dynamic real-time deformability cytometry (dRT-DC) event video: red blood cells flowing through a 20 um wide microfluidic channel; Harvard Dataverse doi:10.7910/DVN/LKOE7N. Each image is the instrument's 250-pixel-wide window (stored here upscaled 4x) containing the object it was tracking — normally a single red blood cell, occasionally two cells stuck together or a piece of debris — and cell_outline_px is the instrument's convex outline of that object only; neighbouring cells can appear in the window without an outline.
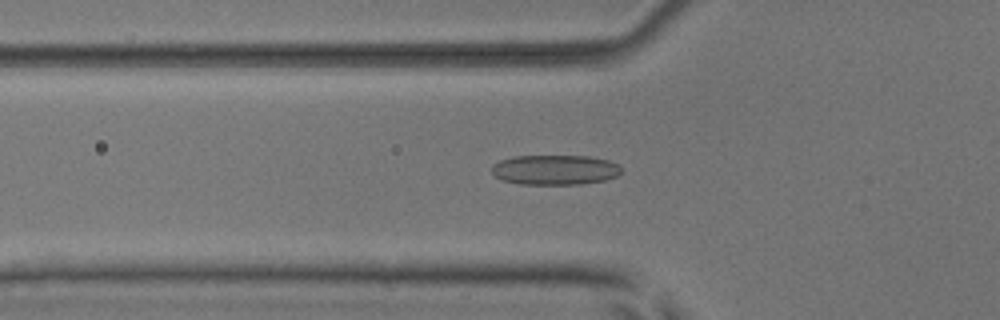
{"species": "common noctule bat (a hibernating species)", "species_latin": "Nyctalus noctula", "temperature_condition": "room temperature", "stored_images_in_passage": 44, "camera_frame_rate_fps": 3000, "um_per_image_px": 0.085, "animal": {"sex": "male", "body_mass_g": 17.9, "forearm_length_mm": 54.2}, "frame": {"image": 1, "passage_image": 9, "time_ms": 2.667, "image_size_px": [1000, 320], "cell_outline_px": [[620, 172], [616, 176], [604, 180], [580, 184], [520, 184], [504, 180], [496, 176], [492, 172], [492, 164], [500, 160], [516, 156], [588, 156], [608, 160], [620, 164]], "centroid_in_image_um": [47.17, 14.43], "position_along_channel_um": 78.6, "area_um2": 22.48}}
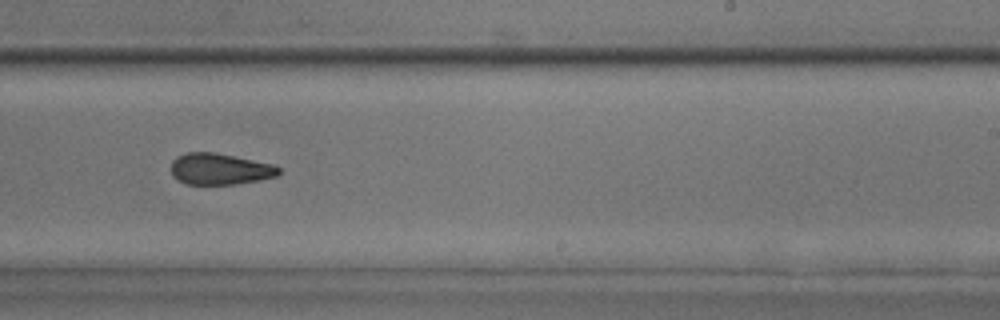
{"frame": {"image": 2, "passage_image": 24, "time_ms": 7.667, "image_size_px": [1000, 320], "cell_outline_px": [[280, 172], [276, 176], [260, 180], [232, 184], [184, 184], [176, 180], [172, 176], [172, 160], [176, 156], [184, 152], [216, 152], [272, 164], [280, 168]], "centroid_in_image_um": [18.64, 14.36], "position_along_channel_um": 270.4, "area_um2": 19.77}}
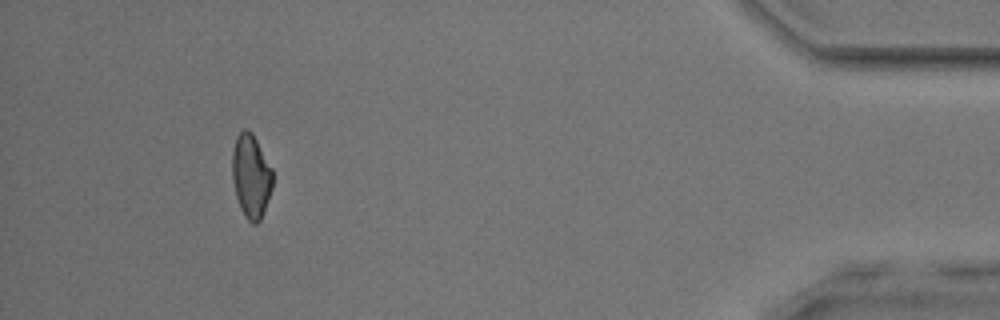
{"frame": {"image": 3, "passage_image": 40, "time_ms": 13.0, "image_size_px": [1000, 320], "cell_outline_px": [[272, 188], [260, 220], [256, 224], [252, 224], [244, 216], [240, 208], [236, 196], [232, 180], [232, 152], [236, 136], [244, 128], [252, 132], [272, 168]], "centroid_in_image_um": [21.32, 14.96], "position_along_channel_um": 413.9, "area_um2": 19.71}, "authors_computed_cell_mechanics": {"area_um2": 20.4612, "velocity_mm_per_s": 3.8378, "shape_relaxation_time_tau1_ms": null, "shape_relaxation_time_tau2_ms": 2.9622, "deformation_change_tau1": null, "deformation_change_tau2": 0.1027}}